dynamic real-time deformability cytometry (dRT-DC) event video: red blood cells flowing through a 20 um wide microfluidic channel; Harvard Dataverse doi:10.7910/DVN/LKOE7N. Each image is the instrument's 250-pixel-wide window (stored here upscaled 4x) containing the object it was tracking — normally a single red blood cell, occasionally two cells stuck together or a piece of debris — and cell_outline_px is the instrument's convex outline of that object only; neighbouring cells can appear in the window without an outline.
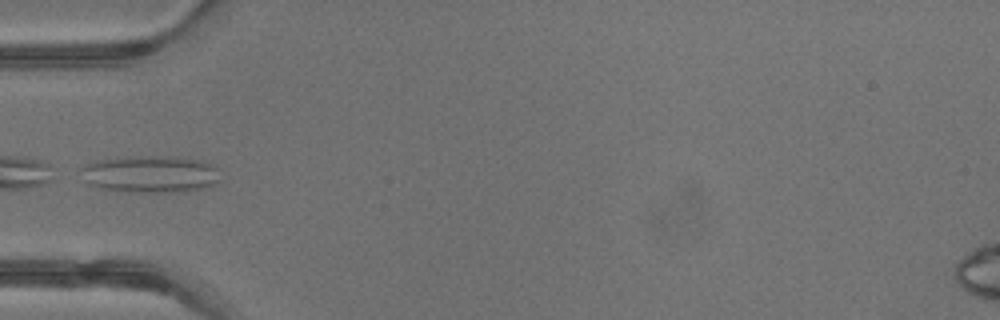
{"species": "common noctule bat (a hibernating species)", "species_latin": "Nyctalus noctula", "temperature_condition": "warm", "stored_images_in_passage": 28, "camera_frame_rate_fps": 3000, "um_per_image_px": 0.085, "animal": {"sex": "male", "body_mass_g": 13.3}, "frame": {"image": 1, "passage_image": 1, "time_ms": 0.0, "image_size_px": [1000, 320], "cell_outline_px": [[216, 184], [208, 188], [176, 192], [132, 192], [104, 188], [88, 184], [80, 168], [96, 160], [132, 156], [176, 156], [196, 160], [208, 164], [216, 168]], "centroid_in_image_um": [12.77, 14.8], "position_along_channel_um": 72.2, "area_um2": 29.71}}
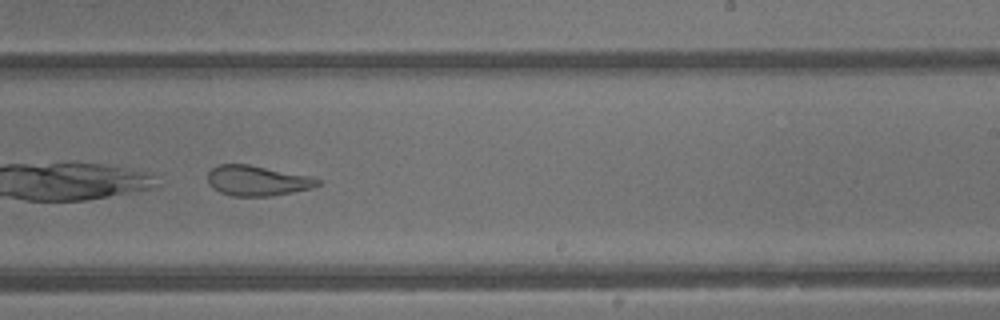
{"frame": {"image": 2, "passage_image": 13, "time_ms": 4.0, "image_size_px": [1000, 320], "cell_outline_px": [[324, 180], [320, 184], [312, 188], [272, 196], [232, 196], [220, 192], [212, 188], [208, 184], [208, 172], [212, 168], [220, 164], [248, 164], [312, 176]], "centroid_in_image_um": [21.9, 15.35], "position_along_channel_um": 267.1, "area_um2": 19.59}, "authors_computed_cell_mechanics": {"area_um2": 21.0681, "velocity_mm_per_s": 4.8596, "shape_relaxation_time_tau1_ms": null, "shape_relaxation_time_tau2_ms": 1.3935, "deformation_change_tau1": null, "deformation_change_tau2": 0.1129}}